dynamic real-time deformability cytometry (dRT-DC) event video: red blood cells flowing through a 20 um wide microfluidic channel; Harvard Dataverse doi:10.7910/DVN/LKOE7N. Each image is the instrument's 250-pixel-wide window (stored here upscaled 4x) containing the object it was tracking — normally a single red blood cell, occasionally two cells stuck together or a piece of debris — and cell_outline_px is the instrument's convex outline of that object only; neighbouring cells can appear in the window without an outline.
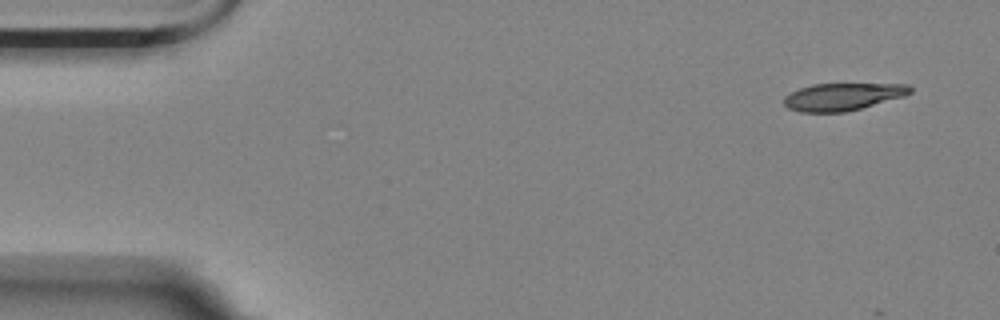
{"species": "Egyptian fruit bat (a non-hibernating species)", "species_latin": "Rousettus aegyptiacus", "temperature_condition": "room temperature", "stored_images_in_passage": 5, "camera_frame_rate_fps": 3000, "um_per_image_px": 0.085, "animal": {"sex": "female"}, "frame": {"image": 1, "passage_image": 1, "time_ms": 0.0, "image_size_px": [1000, 320], "cell_outline_px": [[912, 92], [904, 96], [860, 108], [844, 112], [800, 112], [788, 108], [784, 104], [784, 96], [800, 88], [812, 84], [908, 84], [912, 88]], "centroid_in_image_um": [71.62, 8.21], "position_along_channel_um": 13.4, "area_um2": 19.94}}